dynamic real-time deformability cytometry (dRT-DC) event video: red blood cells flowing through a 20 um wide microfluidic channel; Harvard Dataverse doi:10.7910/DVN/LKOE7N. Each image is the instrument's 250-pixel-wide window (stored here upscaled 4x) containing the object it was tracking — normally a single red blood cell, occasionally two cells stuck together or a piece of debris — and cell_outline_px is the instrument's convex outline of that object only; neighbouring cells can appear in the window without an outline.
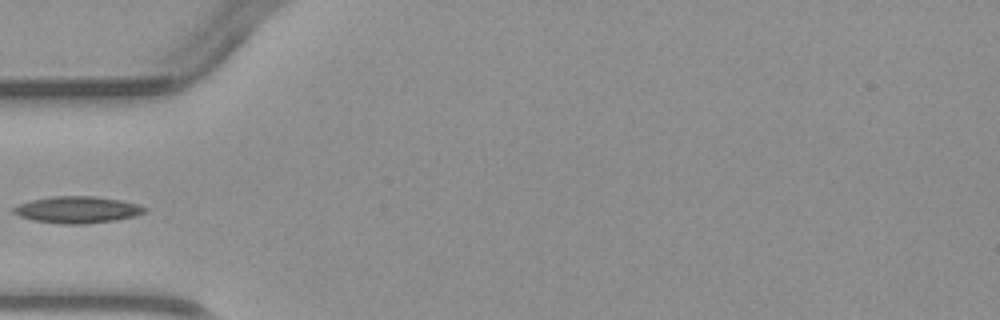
{"species": "common noctule bat (a hibernating species)", "species_latin": "Nyctalus noctula", "temperature_condition": "warm", "stored_images_in_passage": 3, "camera_frame_rate_fps": 3000, "um_per_image_px": 0.085, "animal": {"sex": "male", "body_mass_g": 23.1, "forearm_length_mm": 52.7}, "frame": {"image": 1, "passage_image": 3, "time_ms": 2.333, "image_size_px": [1000, 320], "cell_outline_px": [[148, 212], [116, 220], [80, 224], [64, 224], [32, 220], [20, 216], [12, 212], [12, 208], [20, 204], [32, 200], [52, 196], [92, 196], [120, 200], [140, 204], [148, 208]], "centroid_in_image_um": [6.6, 17.82], "position_along_channel_um": 78.4, "area_um2": 20.35}}